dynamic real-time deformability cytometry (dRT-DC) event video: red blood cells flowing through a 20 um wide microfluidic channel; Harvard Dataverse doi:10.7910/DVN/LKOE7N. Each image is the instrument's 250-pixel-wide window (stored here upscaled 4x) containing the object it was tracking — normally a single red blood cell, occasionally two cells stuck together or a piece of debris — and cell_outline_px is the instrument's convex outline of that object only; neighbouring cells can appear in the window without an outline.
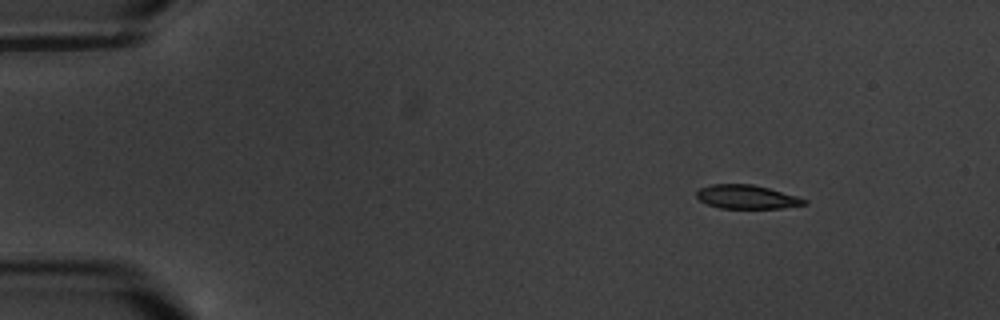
{"species": "common noctule bat (a hibernating species)", "species_latin": "Nyctalus noctula", "temperature_condition": "warm", "stored_images_in_passage": 5, "camera_frame_rate_fps": 3000, "um_per_image_px": 0.085, "animal": {"sex": "male", "body_mass_g": 20.1, "forearm_length_mm": 53.5}, "frame": {"image": 1, "passage_image": 2, "time_ms": 1.0, "image_size_px": [1000, 320], "cell_outline_px": [[808, 204], [780, 208], [720, 208], [708, 204], [700, 200], [696, 196], [696, 192], [700, 188], [712, 184], [752, 184], [768, 188], [796, 196], [808, 200]], "centroid_in_image_um": [63.47, 16.73], "position_along_channel_um": 21.5, "area_um2": 14.8}}
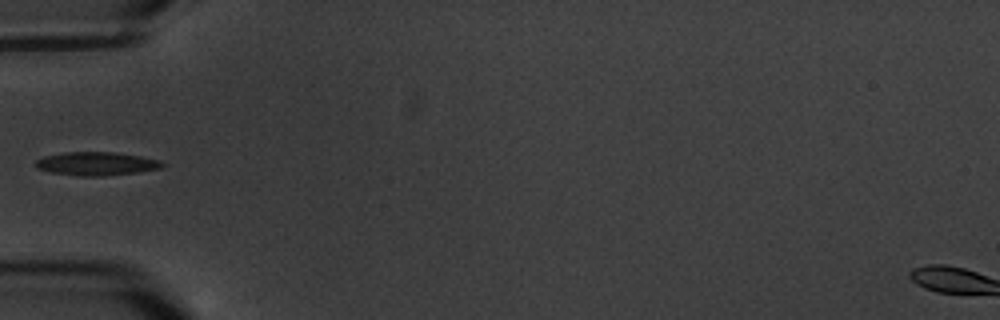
{"frame": {"image": 2, "passage_image": 5, "time_ms": 5.333, "image_size_px": [1000, 320], "cell_outline_px": [[164, 164], [160, 168], [136, 172], [100, 176], [80, 176], [52, 172], [36, 168], [36, 160], [44, 156], [64, 152], [116, 152], [140, 156], [160, 160]], "centroid_in_image_um": [8.18, 13.9], "position_along_channel_um": 76.8, "area_um2": 17.11}}